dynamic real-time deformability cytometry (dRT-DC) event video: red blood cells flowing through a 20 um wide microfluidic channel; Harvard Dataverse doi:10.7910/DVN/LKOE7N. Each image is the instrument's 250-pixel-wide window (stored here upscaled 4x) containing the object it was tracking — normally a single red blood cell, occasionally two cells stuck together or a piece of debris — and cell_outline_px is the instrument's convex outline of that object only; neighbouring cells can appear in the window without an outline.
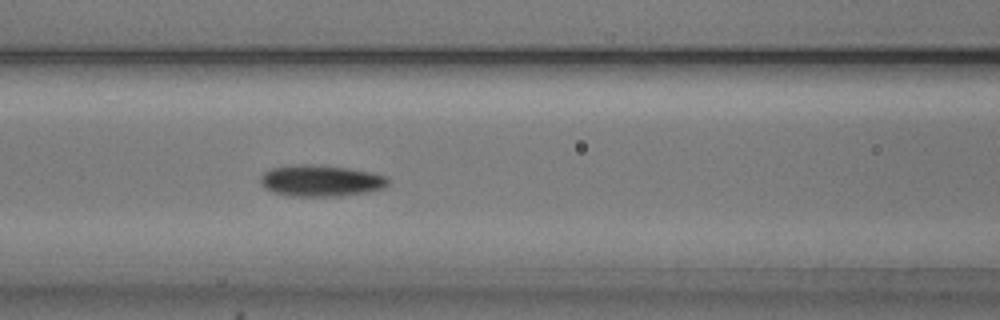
{"species": "common noctule bat (a hibernating species)", "species_latin": "Nyctalus noctula", "temperature_condition": "cold", "stored_images_in_passage": 54, "camera_frame_rate_fps": 3000, "um_per_image_px": 0.085, "animal": {"sex": "male", "body_mass_g": 20.5, "forearm_length_mm": 52.5}, "frame": {"image": 1, "passage_image": 22, "time_ms": 7.0, "image_size_px": [1000, 320], "cell_outline_px": [[388, 184], [384, 188], [368, 192], [340, 196], [292, 196], [276, 192], [264, 188], [260, 184], [260, 176], [264, 172], [272, 168], [300, 164], [312, 164], [348, 168], [372, 172], [388, 176]], "centroid_in_image_um": [27.29, 15.36], "position_along_channel_um": 139.3, "area_um2": 23.41}}
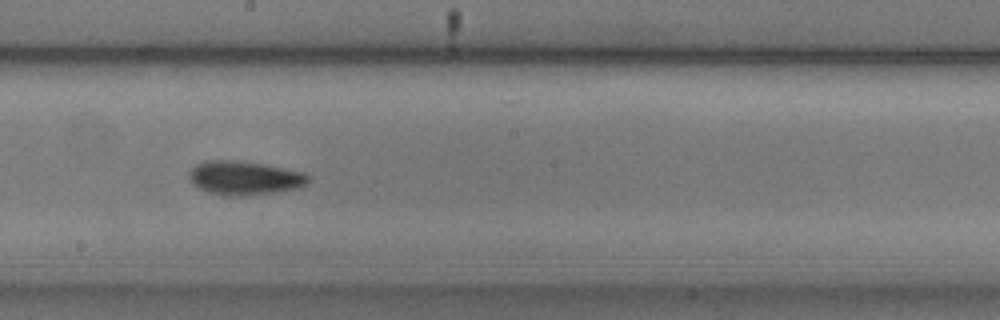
{"frame": {"image": 2, "passage_image": 29, "time_ms": 9.333, "image_size_px": [1000, 320], "cell_outline_px": [[308, 184], [300, 188], [276, 192], [248, 196], [228, 196], [208, 192], [196, 188], [192, 184], [188, 176], [188, 172], [196, 164], [204, 160], [232, 160], [264, 164], [304, 172], [308, 176]], "centroid_in_image_um": [20.75, 15.14], "position_along_channel_um": 227.4, "area_um2": 23.87}}
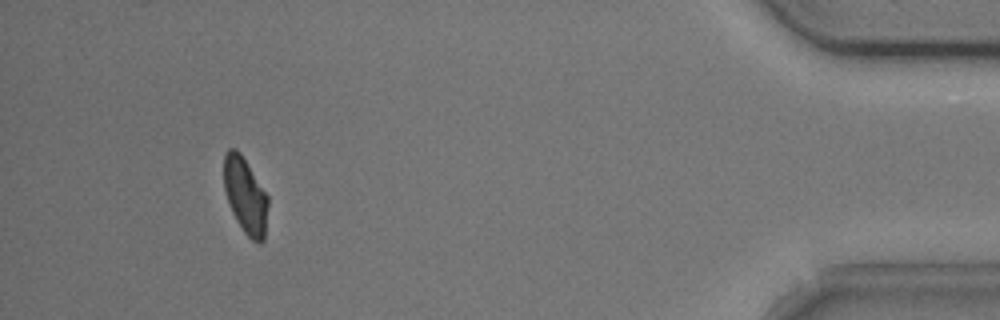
{"frame": {"image": 3, "passage_image": 49, "time_ms": 16.0, "image_size_px": [1000, 320], "cell_outline_px": [[268, 204], [264, 240], [260, 244], [252, 240], [244, 232], [236, 220], [232, 212], [224, 188], [224, 152], [228, 148], [236, 148], [240, 152], [268, 196]], "centroid_in_image_um": [20.85, 16.62], "position_along_channel_um": 414.3, "area_um2": 19.48}, "authors_computed_cell_mechanics": {"area_um2": 21.4727, "velocity_mm_per_s": 3.7768, "shape_relaxation_time_tau1_ms": 2.9233, "shape_relaxation_time_tau2_ms": null, "deformation_change_tau1": 0.0992, "deformation_change_tau2": null}}